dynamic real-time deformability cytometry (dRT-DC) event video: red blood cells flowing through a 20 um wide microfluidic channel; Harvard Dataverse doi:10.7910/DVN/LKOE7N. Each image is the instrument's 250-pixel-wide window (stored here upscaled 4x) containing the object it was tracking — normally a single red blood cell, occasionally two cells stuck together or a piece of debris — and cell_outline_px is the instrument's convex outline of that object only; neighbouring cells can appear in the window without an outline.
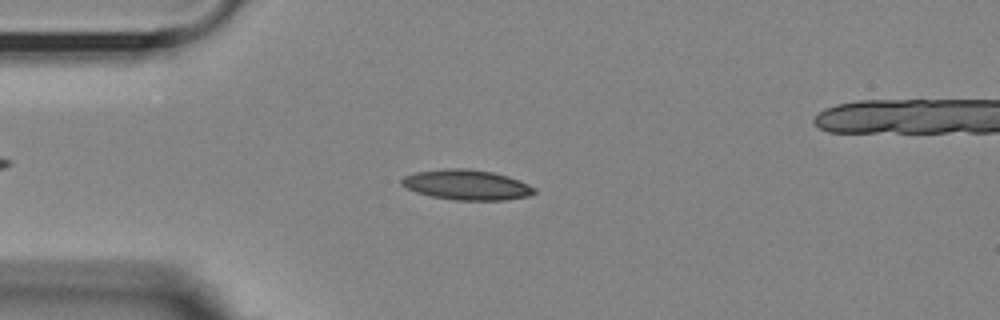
{"species": "Egyptian fruit bat (a non-hibernating species)", "species_latin": "Rousettus aegyptiacus", "temperature_condition": "room temperature", "stored_images_in_passage": 55, "camera_frame_rate_fps": 3000, "um_per_image_px": 0.085, "animal": {"sex": "female"}, "frame": {"image": 1, "passage_image": 13, "time_ms": 4.0, "image_size_px": [1000, 320], "cell_outline_px": [[536, 192], [528, 196], [504, 200], [456, 200], [432, 196], [416, 192], [400, 184], [400, 180], [404, 176], [412, 172], [444, 168], [468, 168], [492, 172], [508, 176], [528, 184], [536, 188]], "centroid_in_image_um": [39.64, 15.7], "position_along_channel_um": 45.4, "area_um2": 23.41}}
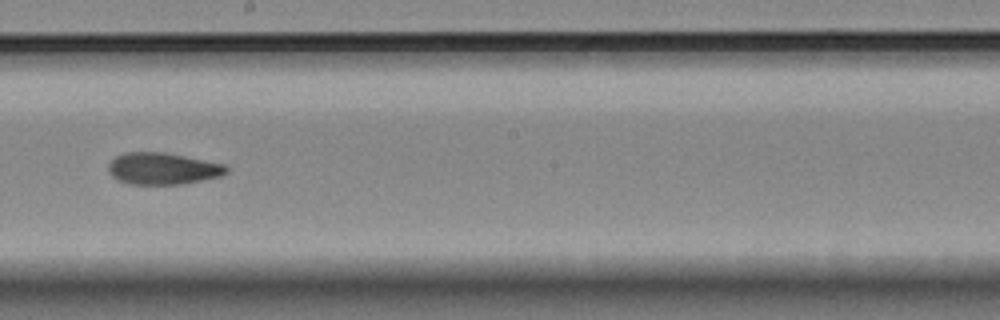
{"frame": {"image": 2, "passage_image": 30, "time_ms": 9.667, "image_size_px": [1000, 320], "cell_outline_px": [[228, 172], [220, 176], [184, 184], [128, 184], [112, 176], [108, 172], [108, 164], [116, 156], [124, 152], [164, 152], [224, 164], [228, 168]], "centroid_in_image_um": [13.82, 14.33], "position_along_channel_um": 234.4, "area_um2": 21.79}}
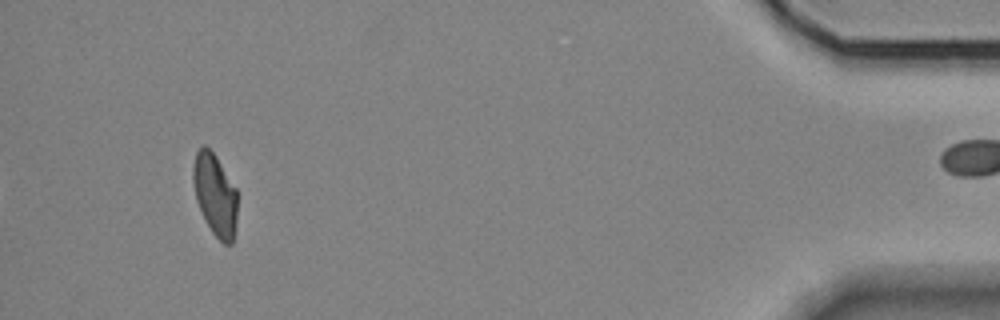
{"frame": {"image": 3, "passage_image": 51, "time_ms": 16.667, "image_size_px": [1000, 320], "cell_outline_px": [[236, 220], [232, 244], [224, 244], [212, 232], [196, 200], [192, 180], [192, 168], [196, 152], [204, 144], [216, 156], [236, 188]], "centroid_in_image_um": [18.26, 16.52], "position_along_channel_um": 416.9, "area_um2": 20.87}, "authors_computed_cell_mechanics": {"area_um2": 21.964, "velocity_mm_per_s": 3.5961, "shape_relaxation_time_tau1_ms": 10.4378, "shape_relaxation_time_tau2_ms": 3.4838, "deformation_change_tau1": 0.2189, "deformation_change_tau2": 0.0957}}